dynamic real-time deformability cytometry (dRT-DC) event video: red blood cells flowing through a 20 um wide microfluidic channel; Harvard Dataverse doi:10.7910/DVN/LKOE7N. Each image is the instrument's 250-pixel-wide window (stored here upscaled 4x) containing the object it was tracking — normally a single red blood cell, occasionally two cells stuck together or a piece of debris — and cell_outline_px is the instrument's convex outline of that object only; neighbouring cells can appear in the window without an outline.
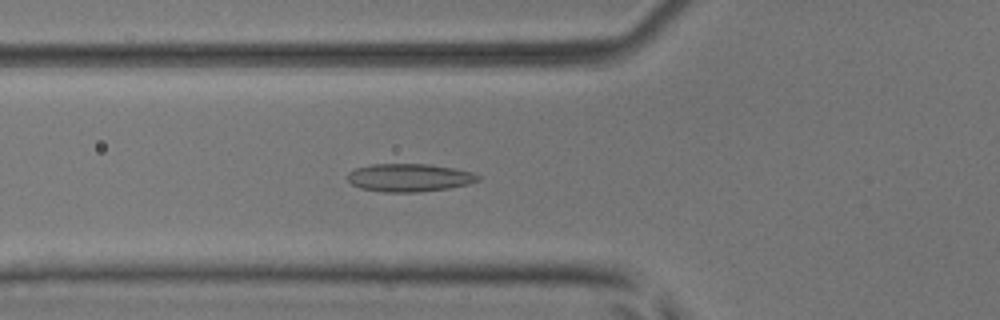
{"species": "common noctule bat (a hibernating species)", "species_latin": "Nyctalus noctula", "temperature_condition": "room temperature", "stored_images_in_passage": 45, "camera_frame_rate_fps": 3000, "um_per_image_px": 0.085, "animal": {"sex": "male", "body_mass_g": 17.9, "forearm_length_mm": 54.2}, "frame": {"image": 1, "passage_image": 13, "time_ms": 4.0, "image_size_px": [1000, 320], "cell_outline_px": [[480, 180], [468, 184], [448, 188], [416, 192], [384, 192], [360, 188], [352, 184], [348, 180], [348, 172], [356, 168], [372, 164], [428, 164], [476, 172], [480, 176]], "centroid_in_image_um": [34.81, 15.09], "position_along_channel_um": 91.0, "area_um2": 21.27}}
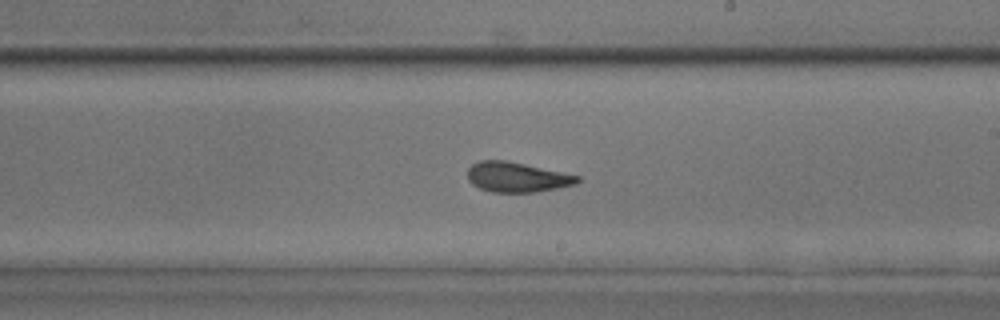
{"frame": {"image": 2, "passage_image": 25, "time_ms": 8.0, "image_size_px": [1000, 320], "cell_outline_px": [[580, 180], [576, 184], [536, 192], [492, 192], [480, 188], [472, 184], [468, 180], [468, 168], [472, 164], [480, 160], [508, 160], [580, 176]], "centroid_in_image_um": [43.92, 15.05], "position_along_channel_um": 245.1, "area_um2": 19.19}}
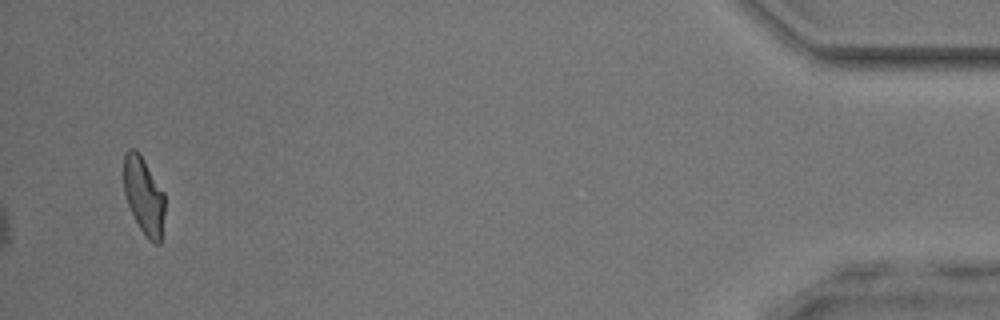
{"frame": {"image": 3, "passage_image": 45, "time_ms": 14.667, "image_size_px": [1000, 320], "cell_outline_px": [[164, 212], [160, 244], [156, 244], [148, 240], [140, 228], [128, 204], [124, 192], [124, 152], [128, 148], [136, 148], [140, 152], [164, 192]], "centroid_in_image_um": [12.22, 16.58], "position_along_channel_um": 423.0, "area_um2": 18.55}, "authors_computed_cell_mechanics": {"area_um2": 18.9584, "velocity_mm_per_s": 3.8579, "shape_relaxation_time_tau1_ms": 8.8633, "shape_relaxation_time_tau2_ms": 1.6148, "deformation_change_tau1": 0.1653, "deformation_change_tau2": 0.0935}}